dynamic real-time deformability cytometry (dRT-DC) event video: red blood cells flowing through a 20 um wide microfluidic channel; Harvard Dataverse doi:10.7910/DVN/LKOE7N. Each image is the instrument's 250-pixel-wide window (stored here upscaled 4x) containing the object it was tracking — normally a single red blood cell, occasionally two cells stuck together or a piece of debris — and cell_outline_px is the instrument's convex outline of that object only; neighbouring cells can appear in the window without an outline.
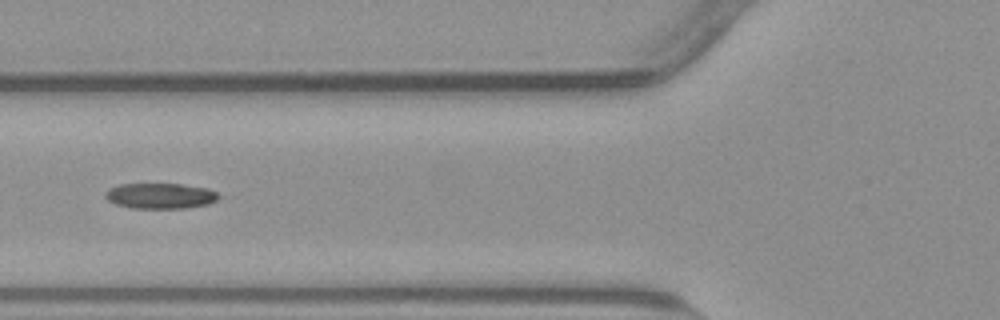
{"species": "common noctule bat (a hibernating species)", "species_latin": "Nyctalus noctula", "temperature_condition": "warm", "stored_images_in_passage": 40, "camera_frame_rate_fps": 3000, "um_per_image_px": 0.085, "animal": {"sex": "male", "body_mass_g": 23.1, "forearm_length_mm": 52.7}, "frame": {"image": 1, "passage_image": 21, "time_ms": 6.667, "image_size_px": [1000, 320], "cell_outline_px": [[220, 196], [216, 200], [208, 204], [184, 208], [132, 208], [116, 204], [108, 200], [104, 196], [104, 192], [108, 188], [120, 184], [180, 184], [208, 188], [216, 192]], "centroid_in_image_um": [13.6, 16.64], "position_along_channel_um": 112.2, "area_um2": 16.88}}
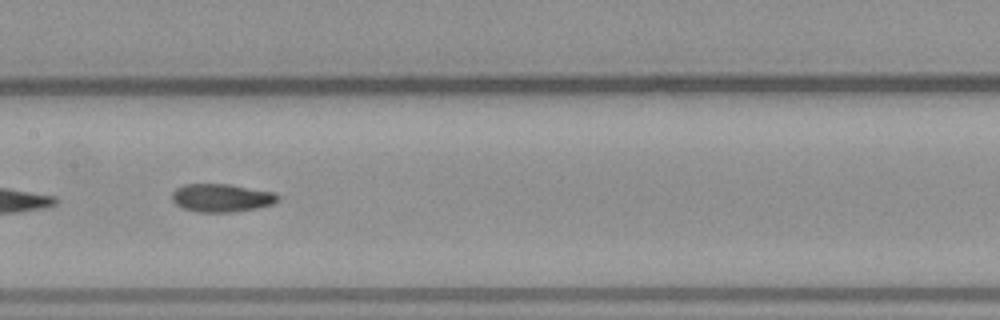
{"frame": {"image": 2, "passage_image": 27, "time_ms": 8.667, "image_size_px": [1000, 320], "cell_outline_px": [[280, 200], [272, 204], [256, 208], [232, 212], [196, 212], [184, 208], [176, 204], [172, 200], [172, 192], [176, 188], [184, 184], [228, 184], [276, 192], [280, 196]], "centroid_in_image_um": [18.85, 16.81], "position_along_channel_um": 188.5, "area_um2": 17.46}}